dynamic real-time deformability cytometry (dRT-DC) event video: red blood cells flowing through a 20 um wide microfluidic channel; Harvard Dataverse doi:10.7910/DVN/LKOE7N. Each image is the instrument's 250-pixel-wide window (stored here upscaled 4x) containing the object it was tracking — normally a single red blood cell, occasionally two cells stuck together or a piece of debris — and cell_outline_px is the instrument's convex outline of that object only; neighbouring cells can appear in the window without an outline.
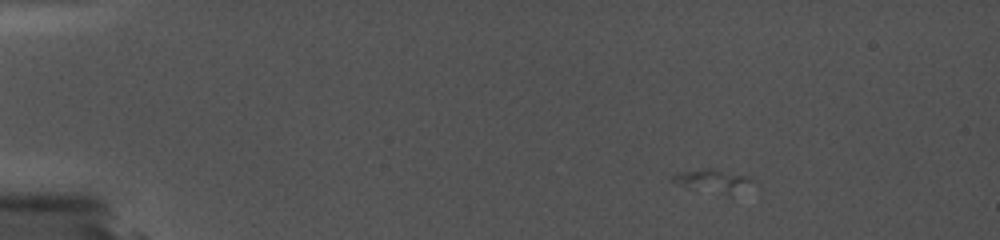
{"species": "common noctule bat (a hibernating species)", "species_latin": "Nyctalus noctula", "temperature_condition": "cold", "stored_images_in_passage": 22, "camera_frame_rate_fps": 5000, "um_per_image_px": 0.085, "animal": {"sex": "female", "body_mass_g": 19.0, "forearm_length_mm": 56.7}, "frame": {"image": 1, "passage_image": 4, "time_ms": 0.6, "image_size_px": [1000, 240], "cell_outline_px": [[752, 180], [728, 196], [668, 180], [668, 176], [676, 172], [708, 168], [712, 168], [752, 176]], "centroid_in_image_um": [60.52, 15.31], "position_along_channel_um": 24.5, "area_um2": 10.17}}